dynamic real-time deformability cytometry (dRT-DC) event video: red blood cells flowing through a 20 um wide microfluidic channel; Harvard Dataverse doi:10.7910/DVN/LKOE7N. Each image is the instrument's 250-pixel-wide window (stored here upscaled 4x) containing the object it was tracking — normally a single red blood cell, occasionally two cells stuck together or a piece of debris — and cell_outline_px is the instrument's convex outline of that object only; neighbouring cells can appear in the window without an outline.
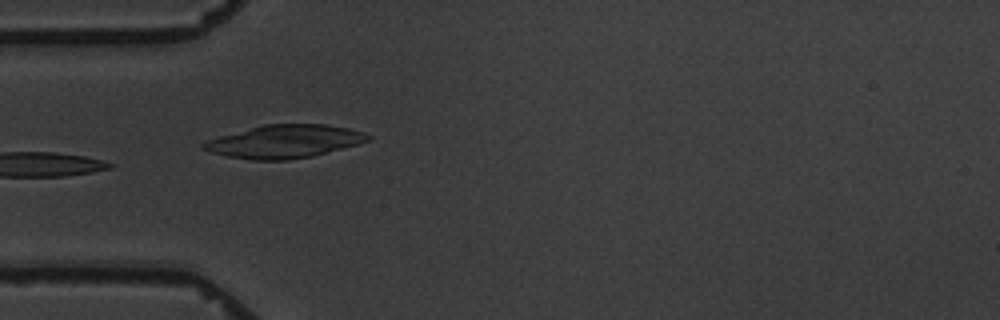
{"species": "common noctule bat (a hibernating species)", "species_latin": "Nyctalus noctula", "temperature_condition": "warm", "stored_images_in_passage": 7, "camera_frame_rate_fps": 3000, "um_per_image_px": 0.085, "animal": {"sex": "male", "body_mass_g": 19.5, "forearm_length_mm": 54.6}, "frame": {"image": 1, "passage_image": 5, "time_ms": 4.333, "image_size_px": [1000, 320], "cell_outline_px": [[372, 140], [360, 144], [312, 156], [288, 160], [252, 160], [228, 156], [212, 152], [204, 148], [200, 144], [208, 140], [220, 136], [264, 124], [324, 124], [348, 128], [364, 132], [372, 136]], "centroid_in_image_um": [24.25, 12.02], "position_along_channel_um": 60.8, "area_um2": 31.56}}
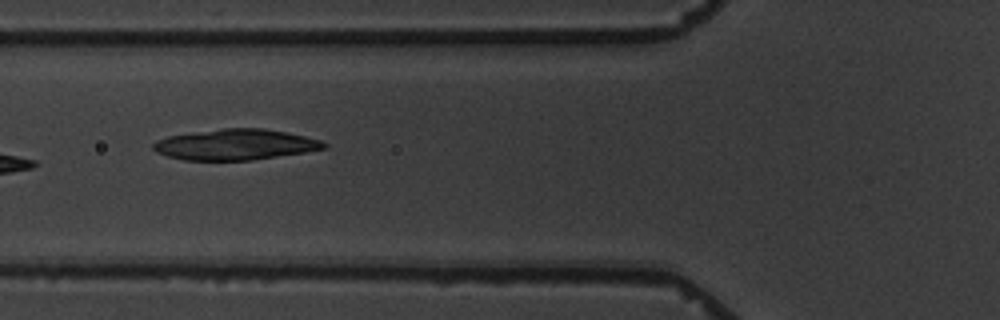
{"frame": {"image": 2, "passage_image": 6, "time_ms": 5.667, "image_size_px": [1000, 320], "cell_outline_px": [[328, 148], [304, 152], [252, 160], [184, 160], [168, 156], [156, 152], [152, 148], [152, 144], [156, 140], [168, 136], [224, 128], [264, 128], [304, 136], [320, 140], [328, 144]], "centroid_in_image_um": [20.0, 12.29], "position_along_channel_um": 105.8, "area_um2": 30.4}}
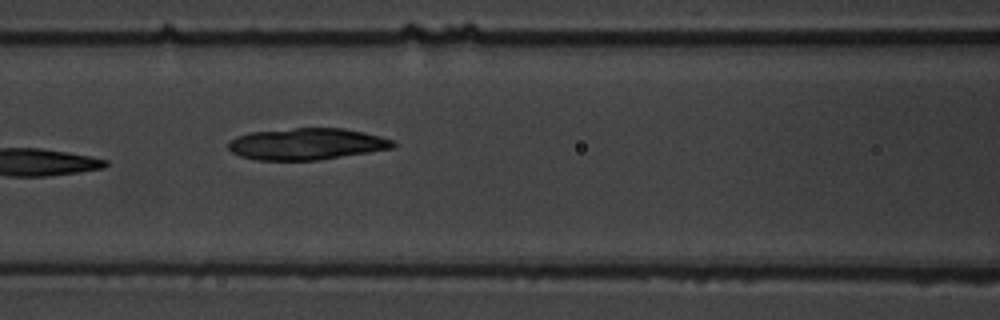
{"frame": {"image": 3, "passage_image": 7, "time_ms": 6.667, "image_size_px": [1000, 320], "cell_outline_px": [[396, 144], [392, 148], [368, 152], [316, 160], [256, 160], [240, 156], [232, 152], [228, 148], [228, 140], [236, 136], [248, 132], [296, 128], [344, 128], [364, 132], [380, 136], [392, 140]], "centroid_in_image_um": [26.01, 12.23], "position_along_channel_um": 140.6, "area_um2": 30.29}}